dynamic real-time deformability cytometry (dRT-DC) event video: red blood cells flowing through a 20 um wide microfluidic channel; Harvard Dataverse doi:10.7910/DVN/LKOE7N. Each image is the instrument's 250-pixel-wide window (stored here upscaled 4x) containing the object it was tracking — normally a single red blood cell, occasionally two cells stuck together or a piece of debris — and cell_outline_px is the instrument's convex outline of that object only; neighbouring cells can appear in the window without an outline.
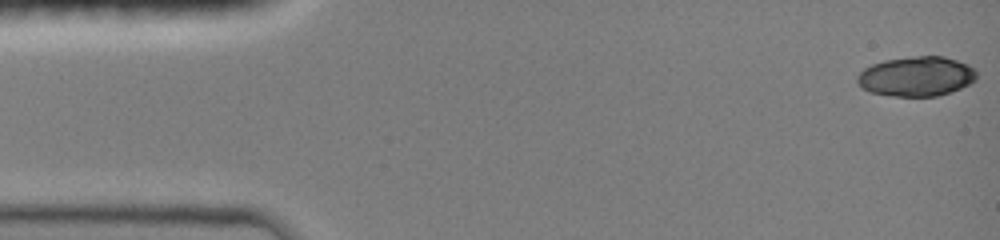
{"species": "common noctule bat (a hibernating species)", "species_latin": "Nyctalus noctula", "temperature_condition": "room temperature", "stored_images_in_passage": 36, "camera_frame_rate_fps": 3000, "um_per_image_px": 0.085, "animal": {"sex": "female", "body_mass_g": 19.0, "forearm_length_mm": 51.5}, "frame": {"image": 1, "passage_image": 1, "time_ms": 0.0, "image_size_px": [1000, 240], "cell_outline_px": [[976, 80], [960, 88], [936, 96], [892, 96], [872, 92], [864, 88], [856, 80], [856, 76], [864, 68], [872, 64], [884, 60], [916, 56], [944, 56], [968, 64], [976, 72]], "centroid_in_image_um": [77.89, 6.48], "position_along_channel_um": 7.1, "area_um2": 27.4}}
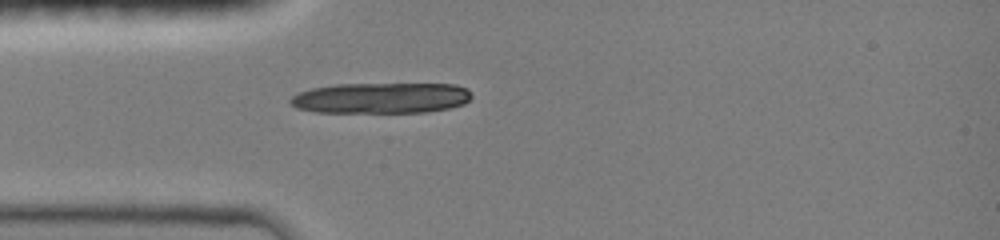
{"frame": {"image": 2, "passage_image": 10, "time_ms": 3.0, "image_size_px": [1000, 240], "cell_outline_px": [[472, 96], [464, 104], [448, 108], [424, 112], [316, 112], [296, 108], [288, 100], [292, 96], [300, 92], [312, 88], [336, 84], [452, 84], [468, 88]], "centroid_in_image_um": [32.39, 8.32], "position_along_channel_um": 52.6, "area_um2": 32.43}}